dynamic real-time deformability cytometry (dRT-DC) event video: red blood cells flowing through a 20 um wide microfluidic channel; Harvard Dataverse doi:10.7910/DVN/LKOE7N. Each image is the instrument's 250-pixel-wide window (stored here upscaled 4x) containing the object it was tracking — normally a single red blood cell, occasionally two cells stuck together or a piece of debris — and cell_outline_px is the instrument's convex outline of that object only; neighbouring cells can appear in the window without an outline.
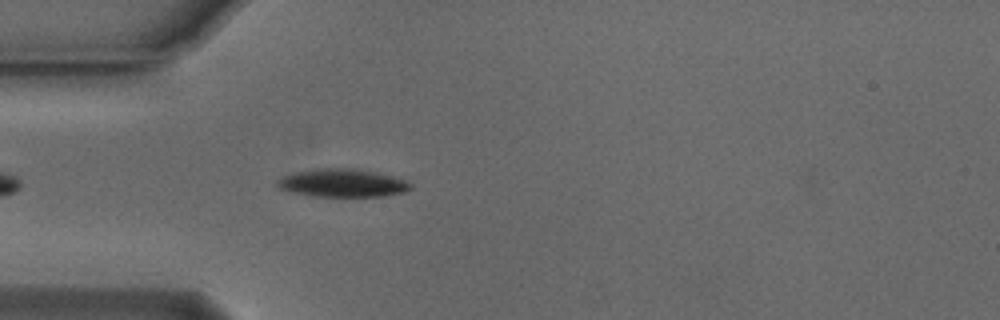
{"species": "Egyptian fruit bat (a non-hibernating species)", "species_latin": "Rousettus aegyptiacus", "temperature_condition": "cold", "stored_images_in_passage": 44, "camera_frame_rate_fps": 3000, "um_per_image_px": 0.085, "animal": {"sex": "male"}, "frame": {"image": 1, "passage_image": 5, "time_ms": 1.333, "image_size_px": [1000, 320], "cell_outline_px": [[412, 188], [404, 192], [384, 196], [308, 196], [288, 192], [280, 188], [276, 184], [276, 180], [280, 176], [292, 172], [316, 168], [356, 168], [376, 172], [408, 180], [412, 184]], "centroid_in_image_um": [29.06, 15.54], "position_along_channel_um": 55.9, "area_um2": 22.25}}
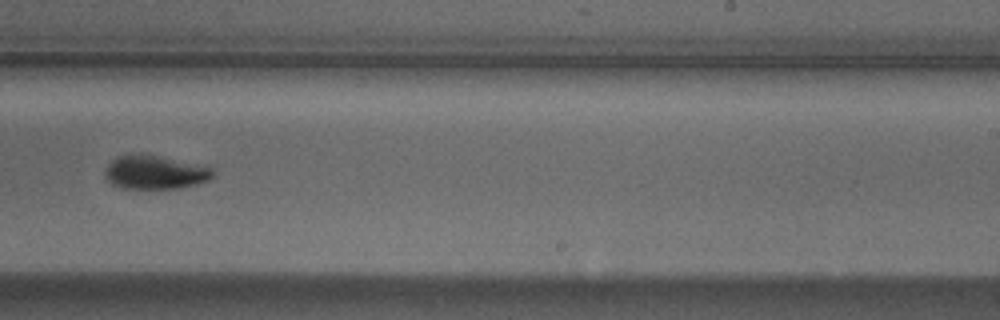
{"frame": {"image": 2, "passage_image": 23, "time_ms": 7.333, "image_size_px": [1000, 320], "cell_outline_px": [[212, 176], [208, 180], [196, 184], [176, 188], [124, 188], [112, 184], [104, 176], [104, 172], [108, 164], [116, 156], [128, 152], [140, 152], [160, 156], [212, 168]], "centroid_in_image_um": [13.08, 14.61], "position_along_channel_um": 275.9, "area_um2": 21.21}}
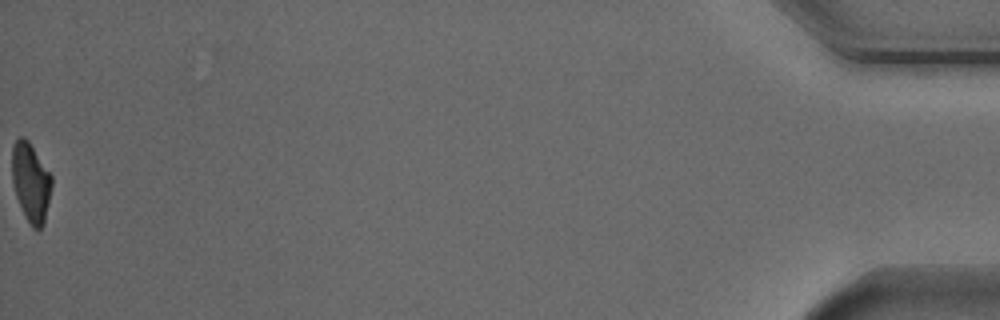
{"frame": {"image": 3, "passage_image": 44, "time_ms": 14.333, "image_size_px": [1000, 320], "cell_outline_px": [[52, 188], [44, 224], [40, 228], [32, 228], [24, 216], [16, 196], [12, 180], [12, 144], [20, 136], [24, 136], [28, 140], [52, 176]], "centroid_in_image_um": [2.62, 15.49], "position_along_channel_um": 432.6, "area_um2": 18.38}, "authors_computed_cell_mechanics": {"area_um2": 20.9236, "velocity_mm_per_s": 3.7654, "shape_relaxation_time_tau1_ms": 2.0112, "shape_relaxation_time_tau2_ms": null, "deformation_change_tau1": 0.1235, "deformation_change_tau2": null}}